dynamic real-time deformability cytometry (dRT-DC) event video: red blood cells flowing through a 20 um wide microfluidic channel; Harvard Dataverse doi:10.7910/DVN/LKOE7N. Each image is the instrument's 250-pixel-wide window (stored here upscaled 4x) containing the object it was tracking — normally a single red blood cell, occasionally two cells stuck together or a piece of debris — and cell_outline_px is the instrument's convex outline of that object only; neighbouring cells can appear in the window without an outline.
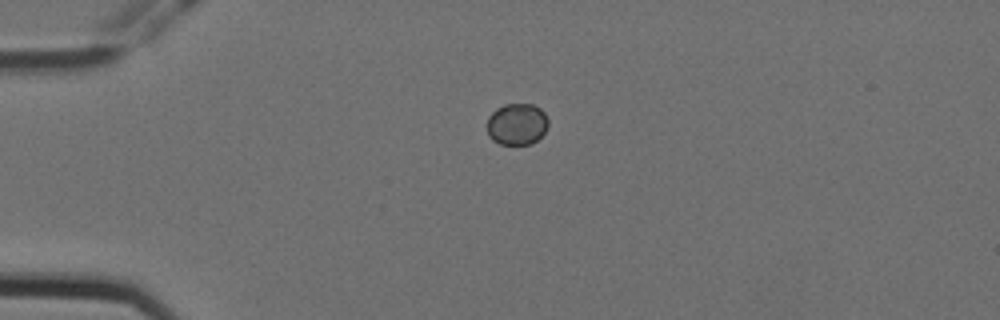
{"species": "Egyptian fruit bat (a non-hibernating species)", "species_latin": "Rousettus aegyptiacus", "temperature_condition": "cold", "stored_images_in_passage": 3, "camera_frame_rate_fps": 3000, "um_per_image_px": 0.085, "animal": {"sex": "female"}, "frame": {"image": 1, "passage_image": 1, "time_ms": 0.0, "image_size_px": [1000, 320], "cell_outline_px": [[548, 128], [532, 144], [500, 144], [492, 140], [488, 136], [488, 116], [496, 108], [504, 104], [532, 104], [540, 108], [544, 112], [548, 120]], "centroid_in_image_um": [43.93, 10.54], "position_along_channel_um": 41.1, "area_um2": 14.91}}
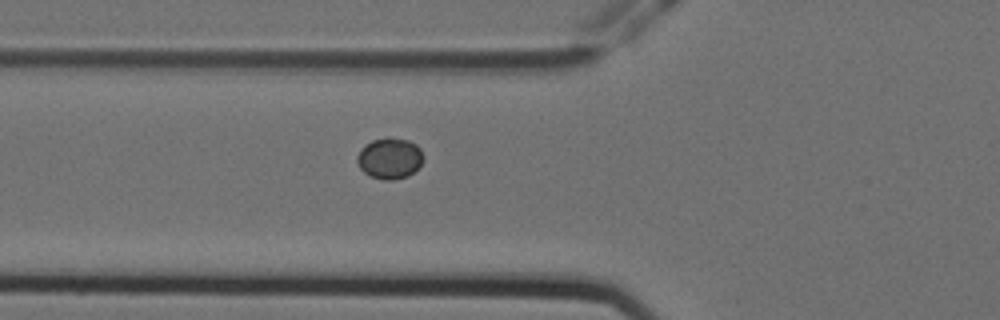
{"frame": {"image": 2, "passage_image": 3, "time_ms": 0.667, "image_size_px": [1000, 320], "cell_outline_px": [[424, 156], [420, 164], [408, 176], [392, 180], [384, 180], [372, 176], [364, 172], [360, 168], [356, 160], [356, 156], [360, 148], [372, 140], [388, 136], [408, 140], [416, 144], [420, 148]], "centroid_in_image_um": [33.1, 13.43], "position_along_channel_um": 92.7, "area_um2": 15.9}}